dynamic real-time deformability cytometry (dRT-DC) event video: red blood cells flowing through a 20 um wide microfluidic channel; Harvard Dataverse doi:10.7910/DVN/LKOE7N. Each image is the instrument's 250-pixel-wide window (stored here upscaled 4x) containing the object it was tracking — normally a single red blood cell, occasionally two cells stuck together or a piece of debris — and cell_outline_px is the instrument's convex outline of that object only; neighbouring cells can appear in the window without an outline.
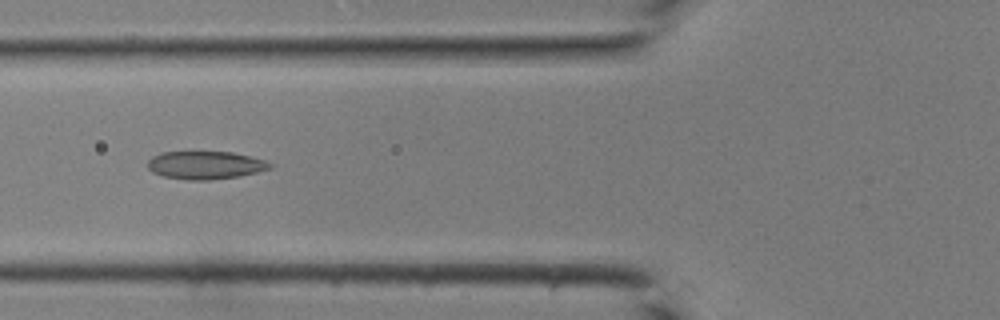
{"species": "common noctule bat (a hibernating species)", "species_latin": "Nyctalus noctula", "temperature_condition": "room temperature", "stored_images_in_passage": 42, "camera_frame_rate_fps": 3000, "um_per_image_px": 0.085, "animal": {"sex": "male", "body_mass_g": 19.0, "forearm_length_mm": 50.8}, "frame": {"image": 1, "passage_image": 17, "time_ms": 5.333, "image_size_px": [1000, 320], "cell_outline_px": [[272, 168], [240, 176], [208, 180], [188, 180], [164, 176], [152, 172], [148, 168], [148, 160], [152, 156], [160, 152], [232, 152], [264, 160], [272, 164]], "centroid_in_image_um": [17.43, 14.04], "position_along_channel_um": 108.4, "area_um2": 19.83}}
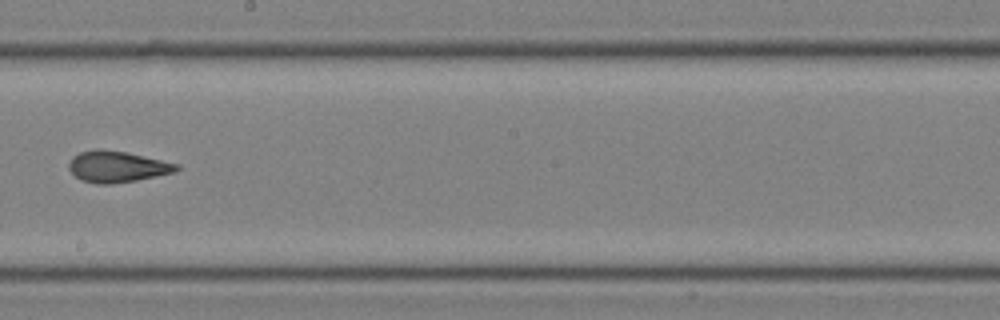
{"frame": {"image": 2, "passage_image": 25, "time_ms": 8.0, "image_size_px": [1000, 320], "cell_outline_px": [[180, 168], [172, 172], [136, 180], [108, 184], [96, 184], [80, 180], [68, 168], [68, 164], [72, 156], [80, 152], [96, 148], [100, 148], [128, 152], [180, 164]], "centroid_in_image_um": [9.92, 14.14], "position_along_channel_um": 238.3, "area_um2": 19.65}}
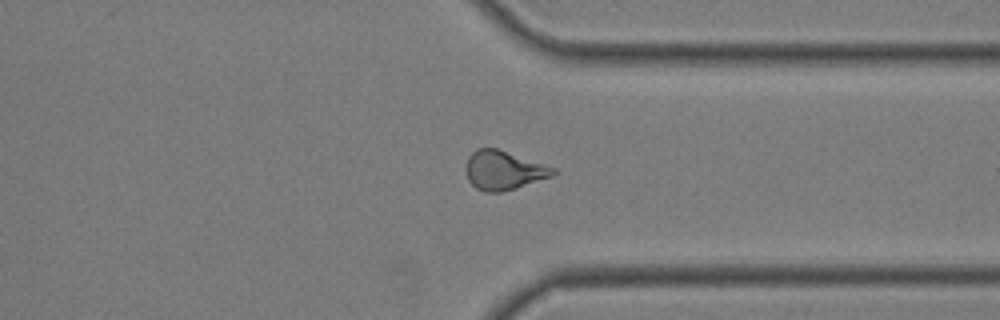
{"frame": {"image": 3, "passage_image": 33, "time_ms": 10.667, "image_size_px": [1000, 320], "cell_outline_px": [[560, 172], [552, 176], [500, 192], [484, 192], [476, 188], [468, 180], [464, 168], [468, 156], [476, 148], [496, 148], [556, 168]], "centroid_in_image_um": [42.78, 14.46], "position_along_channel_um": 368.6, "area_um2": 19.77}}